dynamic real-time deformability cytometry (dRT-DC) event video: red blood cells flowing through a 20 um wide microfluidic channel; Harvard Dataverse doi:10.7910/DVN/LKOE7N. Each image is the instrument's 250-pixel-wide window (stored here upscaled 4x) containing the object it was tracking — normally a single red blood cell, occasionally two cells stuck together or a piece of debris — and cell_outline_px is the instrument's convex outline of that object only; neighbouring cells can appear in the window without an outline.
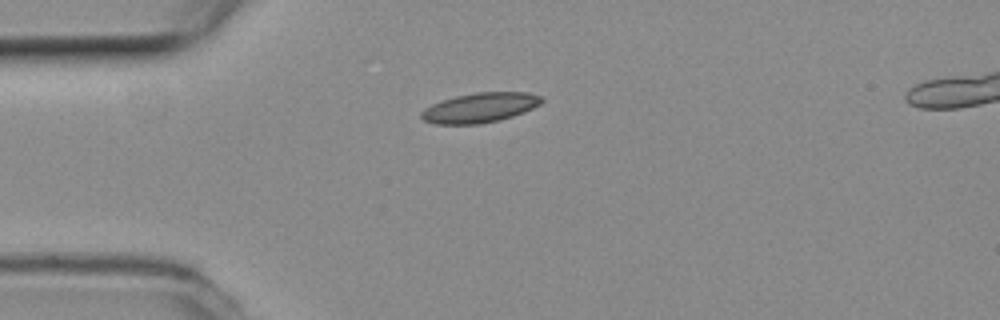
{"species": "common noctule bat (a hibernating species)", "species_latin": "Nyctalus noctula", "temperature_condition": "room temperature", "stored_images_in_passage": 35, "camera_frame_rate_fps": 3000, "um_per_image_px": 0.085, "animal": {"sex": "female", "body_mass_g": 19.3, "forearm_length_mm": 54.1}, "frame": {"image": 1, "passage_image": 1, "time_ms": 0.0, "image_size_px": [1000, 320], "cell_outline_px": [[544, 100], [540, 104], [524, 112], [500, 120], [480, 124], [436, 124], [424, 120], [420, 116], [420, 112], [424, 108], [440, 100], [456, 96], [476, 92], [528, 92], [544, 96]], "centroid_in_image_um": [40.8, 9.14], "position_along_channel_um": 44.2, "area_um2": 21.04}}
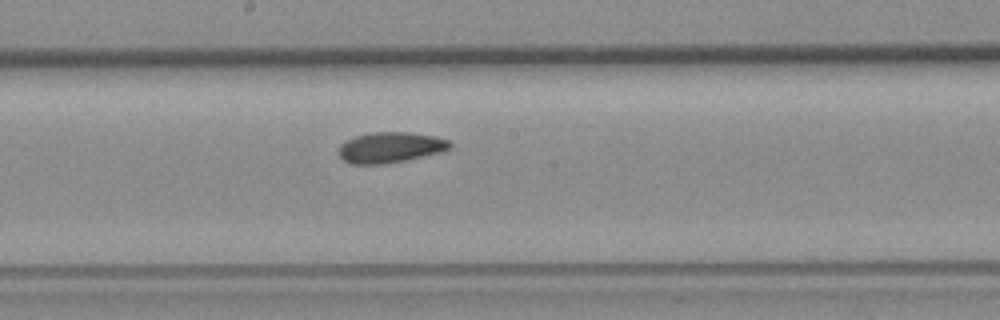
{"frame": {"image": 2, "passage_image": 16, "time_ms": 5.0, "image_size_px": [1000, 320], "cell_outline_px": [[452, 144], [448, 148], [440, 152], [404, 160], [384, 164], [352, 164], [344, 160], [340, 156], [340, 144], [356, 136], [372, 132], [408, 132], [436, 136], [448, 140]], "centroid_in_image_um": [33.18, 12.52], "position_along_channel_um": 215.0, "area_um2": 19.54}}
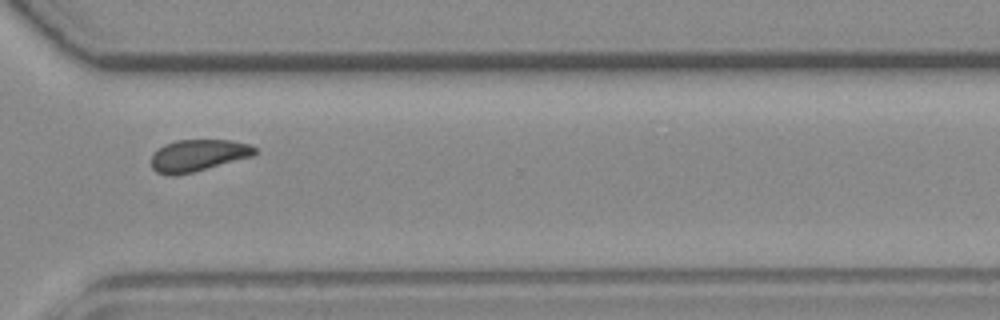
{"frame": {"image": 3, "passage_image": 27, "time_ms": 8.667, "image_size_px": [1000, 320], "cell_outline_px": [[256, 152], [252, 156], [192, 172], [172, 176], [168, 176], [156, 172], [152, 168], [152, 152], [164, 144], [176, 140], [232, 140], [248, 144], [256, 148]], "centroid_in_image_um": [16.78, 13.2], "position_along_channel_um": 353.8, "area_um2": 19.13}, "authors_computed_cell_mechanics": {"area_um2": 19.5942, "velocity_mm_per_s": 3.7895, "shape_relaxation_time_tau1_ms": null, "shape_relaxation_time_tau2_ms": 6.0313, "deformation_change_tau1": null, "deformation_change_tau2": 0.1097}}